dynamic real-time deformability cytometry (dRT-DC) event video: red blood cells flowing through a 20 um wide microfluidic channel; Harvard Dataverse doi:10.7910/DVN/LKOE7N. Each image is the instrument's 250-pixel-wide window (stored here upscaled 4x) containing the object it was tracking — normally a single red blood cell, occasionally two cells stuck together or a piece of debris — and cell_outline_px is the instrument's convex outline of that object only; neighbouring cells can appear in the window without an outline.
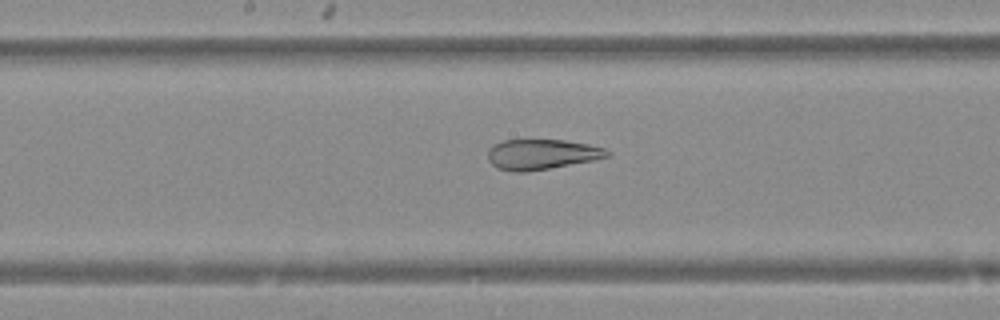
{"species": "Egyptian fruit bat (a non-hibernating species)", "species_latin": "Rousettus aegyptiacus", "temperature_condition": "warm", "stored_images_in_passage": 43, "camera_frame_rate_fps": 3000, "um_per_image_px": 0.085, "animal": {"sex": "female"}, "frame": {"image": 1, "passage_image": 26, "time_ms": 8.333, "image_size_px": [1000, 320], "cell_outline_px": [[608, 156], [592, 160], [548, 168], [524, 172], [512, 172], [500, 168], [492, 164], [488, 160], [488, 148], [504, 140], [564, 140], [588, 144], [604, 148], [608, 152]], "centroid_in_image_um": [46.0, 13.11], "position_along_channel_um": 202.2, "area_um2": 20.63}}
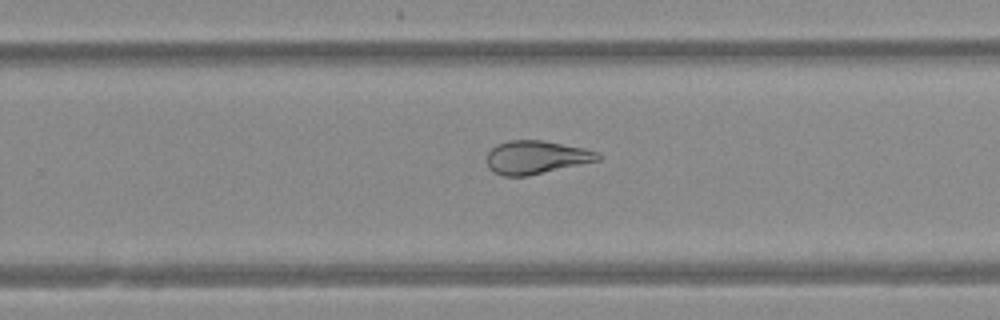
{"frame": {"image": 2, "passage_image": 32, "time_ms": 10.333, "image_size_px": [1000, 320], "cell_outline_px": [[604, 156], [600, 160], [528, 176], [504, 176], [488, 168], [488, 152], [496, 144], [508, 140], [544, 140], [584, 148], [600, 152]], "centroid_in_image_um": [45.62, 13.36], "position_along_channel_um": 284.2, "area_um2": 21.68}}
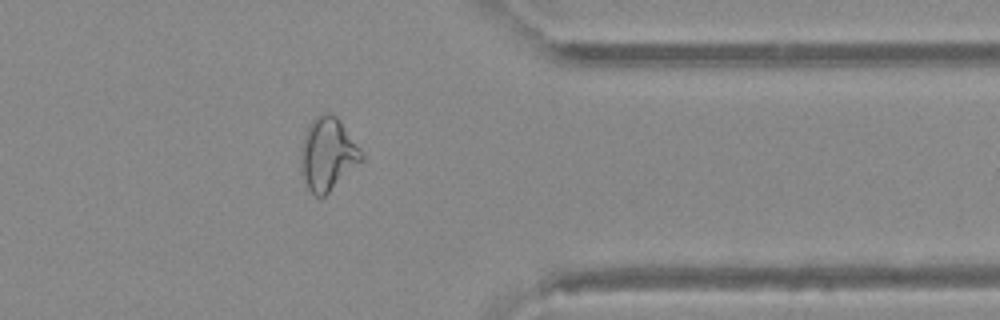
{"frame": {"image": 3, "passage_image": 40, "time_ms": 13.0, "image_size_px": [1000, 320], "cell_outline_px": [[364, 156], [324, 196], [316, 196], [308, 188], [304, 176], [300, 160], [300, 152], [304, 136], [308, 124], [316, 116], [324, 112], [328, 112], [336, 116], [360, 148]], "centroid_in_image_um": [27.82, 13.04], "position_along_channel_um": 383.6, "area_um2": 24.85}}